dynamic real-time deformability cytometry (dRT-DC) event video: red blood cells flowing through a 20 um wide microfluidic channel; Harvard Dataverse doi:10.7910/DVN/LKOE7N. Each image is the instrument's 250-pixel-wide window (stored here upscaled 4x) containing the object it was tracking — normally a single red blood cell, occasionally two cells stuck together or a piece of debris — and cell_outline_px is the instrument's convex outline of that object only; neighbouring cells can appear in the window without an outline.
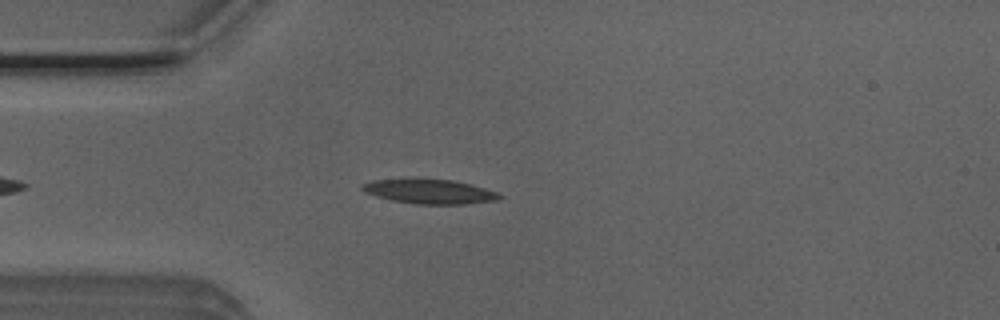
{"species": "Egyptian fruit bat (a non-hibernating species)", "species_latin": "Rousettus aegyptiacus", "temperature_condition": "room temperature", "stored_images_in_passage": 46, "camera_frame_rate_fps": 3000, "um_per_image_px": 0.085, "animal": {"sex": "male"}, "frame": {"image": 1, "passage_image": 7, "time_ms": 2.0, "image_size_px": [1000, 320], "cell_outline_px": [[504, 196], [500, 200], [464, 204], [416, 204], [392, 200], [376, 196], [364, 192], [360, 188], [360, 184], [372, 180], [452, 180], [484, 188], [496, 192]], "centroid_in_image_um": [36.52, 16.3], "position_along_channel_um": 48.5, "area_um2": 19.19}}
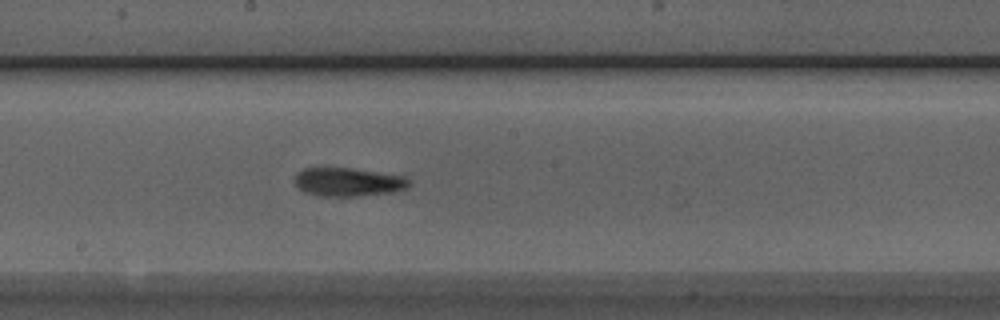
{"frame": {"image": 2, "passage_image": 21, "time_ms": 6.667, "image_size_px": [1000, 320], "cell_outline_px": [[412, 184], [408, 188], [392, 192], [356, 196], [316, 196], [304, 192], [296, 184], [296, 172], [304, 168], [352, 168], [404, 176]], "centroid_in_image_um": [29.6, 15.47], "position_along_channel_um": 218.6, "area_um2": 19.02}}
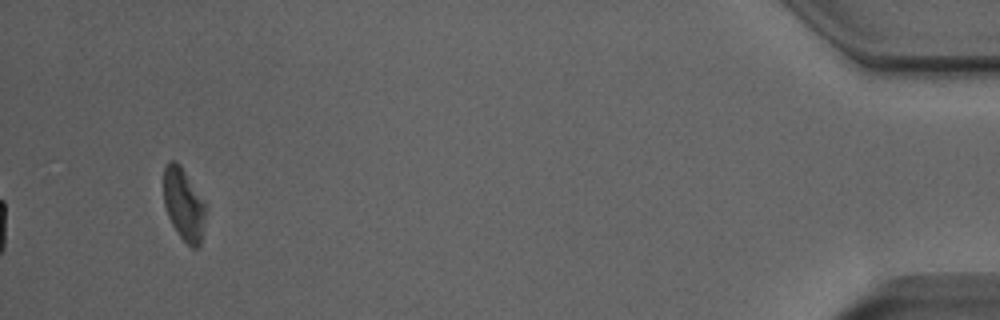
{"frame": {"image": 3, "passage_image": 43, "time_ms": 14.0, "image_size_px": [1000, 320], "cell_outline_px": [[208, 208], [200, 244], [196, 248], [192, 248], [180, 236], [172, 224], [168, 216], [164, 204], [164, 168], [168, 160], [176, 160], [180, 164]], "centroid_in_image_um": [15.63, 17.36], "position_along_channel_um": 419.6, "area_um2": 17.74}, "authors_computed_cell_mechanics": {"area_um2": 18.9295, "velocity_mm_per_s": 3.8713, "shape_relaxation_time_tau1_ms": 3.831, "shape_relaxation_time_tau2_ms": 4.0567, "deformation_change_tau1": 0.1397, "deformation_change_tau2": 0.1344}}